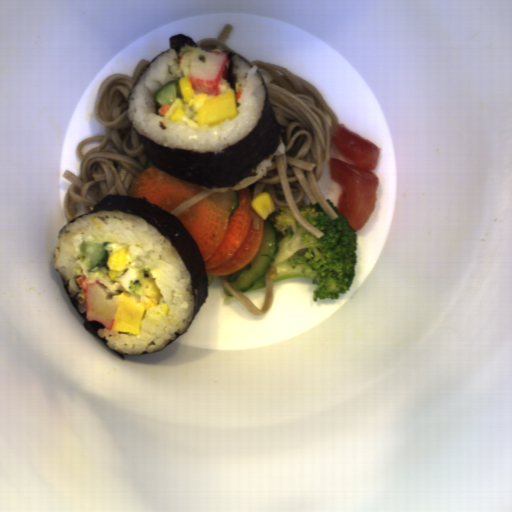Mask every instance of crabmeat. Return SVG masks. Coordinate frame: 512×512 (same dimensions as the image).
I'll return each instance as SVG.
<instances>
[{
  "instance_id": "f7934b28",
  "label": "crabmeat",
  "mask_w": 512,
  "mask_h": 512,
  "mask_svg": "<svg viewBox=\"0 0 512 512\" xmlns=\"http://www.w3.org/2000/svg\"><path fill=\"white\" fill-rule=\"evenodd\" d=\"M231 62L228 52L194 50L187 67V77L196 96L203 92L208 97L221 93L222 79L229 82Z\"/></svg>"
},
{
  "instance_id": "ab03a17e",
  "label": "crabmeat",
  "mask_w": 512,
  "mask_h": 512,
  "mask_svg": "<svg viewBox=\"0 0 512 512\" xmlns=\"http://www.w3.org/2000/svg\"><path fill=\"white\" fill-rule=\"evenodd\" d=\"M86 322L96 321L112 330L116 312V296L119 290L103 277H97L83 283Z\"/></svg>"
}]
</instances>
